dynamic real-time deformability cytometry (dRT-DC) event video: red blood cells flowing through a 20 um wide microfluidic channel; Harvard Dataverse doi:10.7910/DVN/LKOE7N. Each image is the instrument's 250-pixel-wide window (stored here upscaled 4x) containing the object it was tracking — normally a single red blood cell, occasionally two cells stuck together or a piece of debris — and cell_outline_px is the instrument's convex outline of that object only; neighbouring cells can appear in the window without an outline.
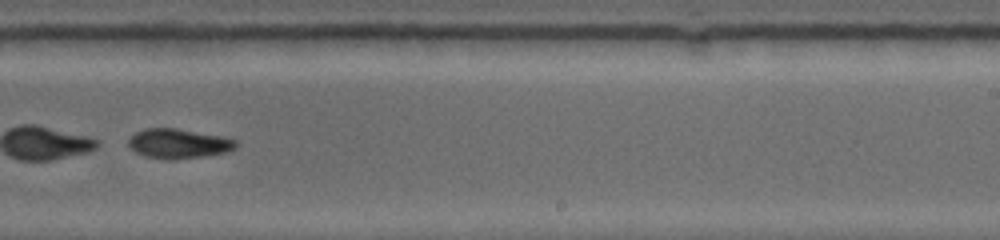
{"species": "common noctule bat (a hibernating species)", "species_latin": "Nyctalus noctula", "temperature_condition": "warm", "stored_images_in_passage": 35, "camera_frame_rate_fps": 5000, "um_per_image_px": 0.085, "animal": {"sex": "female", "body_mass_g": 19.0, "forearm_length_mm": 53.3}, "frame": {"image": 1, "passage_image": 25, "time_ms": 5.8, "image_size_px": [1000, 240], "cell_outline_px": [[236, 148], [228, 152], [204, 156], [172, 160], [144, 156], [128, 148], [128, 140], [136, 132], [148, 128], [176, 128], [220, 136], [236, 140]], "centroid_in_image_um": [15.16, 12.21], "position_along_channel_um": 273.8, "area_um2": 18.5}}